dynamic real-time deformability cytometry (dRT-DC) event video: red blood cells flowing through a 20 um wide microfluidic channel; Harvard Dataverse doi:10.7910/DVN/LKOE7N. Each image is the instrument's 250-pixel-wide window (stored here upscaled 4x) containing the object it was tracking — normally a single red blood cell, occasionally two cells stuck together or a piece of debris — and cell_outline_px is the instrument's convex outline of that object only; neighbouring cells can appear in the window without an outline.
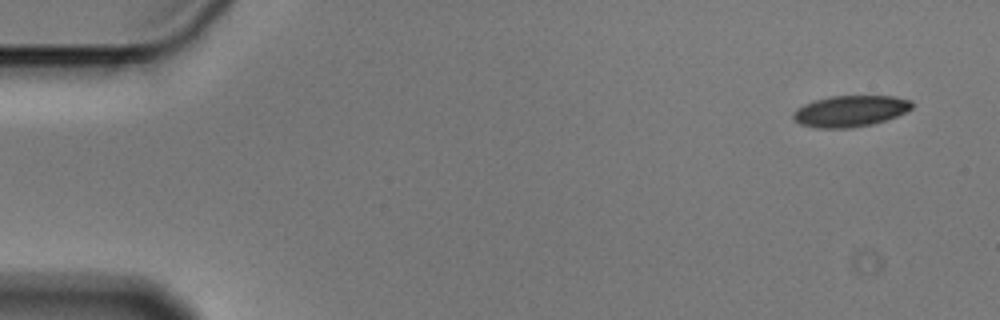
{"species": "Egyptian fruit bat (a non-hibernating species)", "species_latin": "Rousettus aegyptiacus", "temperature_condition": "cold", "stored_images_in_passage": 4, "camera_frame_rate_fps": 3000, "um_per_image_px": 0.085, "animal": {"sex": "male"}, "frame": {"image": 1, "passage_image": 1, "time_ms": 0.0, "image_size_px": [1000, 320], "cell_outline_px": [[912, 108], [896, 116], [872, 124], [848, 128], [816, 128], [800, 124], [792, 116], [792, 112], [796, 108], [804, 104], [816, 100], [832, 96], [892, 96], [912, 100]], "centroid_in_image_um": [72.24, 9.44], "position_along_channel_um": 12.8, "area_um2": 21.44}}
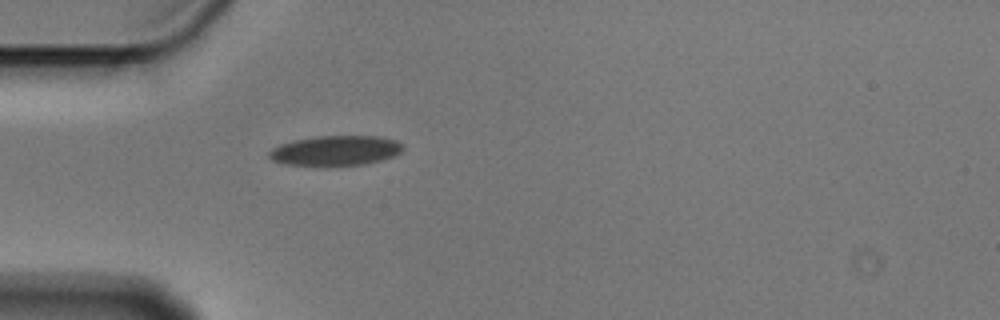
{"frame": {"image": 2, "passage_image": 4, "time_ms": 1.0, "image_size_px": [1000, 320], "cell_outline_px": [[404, 148], [400, 152], [392, 156], [380, 160], [364, 164], [328, 168], [284, 164], [272, 160], [268, 156], [268, 152], [272, 148], [280, 144], [296, 140], [316, 136], [380, 136], [396, 140], [404, 144]], "centroid_in_image_um": [28.5, 12.83], "position_along_channel_um": 56.5, "area_um2": 24.04}}